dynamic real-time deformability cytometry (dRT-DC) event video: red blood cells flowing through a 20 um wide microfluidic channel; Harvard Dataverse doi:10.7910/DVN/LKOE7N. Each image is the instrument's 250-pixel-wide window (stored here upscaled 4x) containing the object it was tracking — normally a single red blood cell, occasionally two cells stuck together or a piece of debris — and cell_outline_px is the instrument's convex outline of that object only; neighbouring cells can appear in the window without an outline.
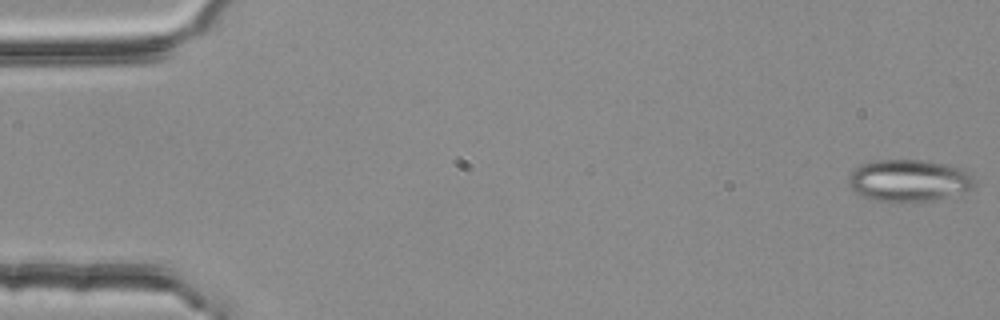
{"species": "common noctule bat (a hibernating species)", "species_latin": "Nyctalus noctula", "temperature_condition": "room temperature", "stored_images_in_passage": 5, "camera_frame_rate_fps": 3000, "um_per_image_px": 0.085, "animal": {"sex": "female", "body_mass_g": 25.1}, "frame": {"image": 1, "passage_image": 1, "time_ms": 0.0, "image_size_px": [1000, 320], "cell_outline_px": [[976, 184], [972, 188], [964, 192], [932, 200], [872, 200], [856, 192], [848, 184], [848, 176], [860, 164], [876, 160], [924, 160], [944, 164], [960, 168], [968, 172], [972, 176]], "centroid_in_image_um": [77.26, 15.32], "position_along_channel_um": 7.7, "area_um2": 30.29}}